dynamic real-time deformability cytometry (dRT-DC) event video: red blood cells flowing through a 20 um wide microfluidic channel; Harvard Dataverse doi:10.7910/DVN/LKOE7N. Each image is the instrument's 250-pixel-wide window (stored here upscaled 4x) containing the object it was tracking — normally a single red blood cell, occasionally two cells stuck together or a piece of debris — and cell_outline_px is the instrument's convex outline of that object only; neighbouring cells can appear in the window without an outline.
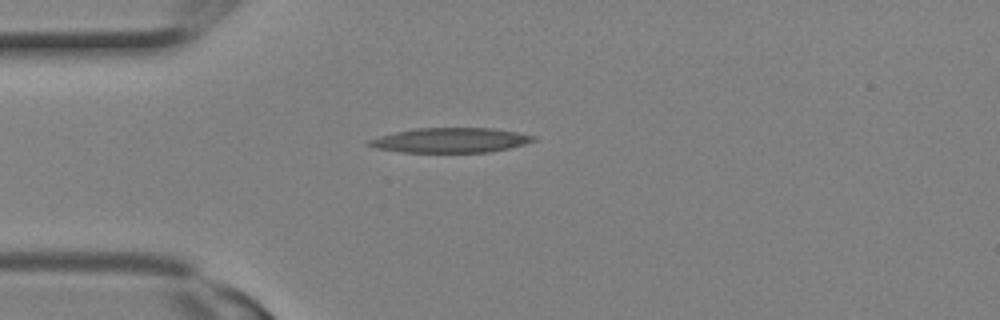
{"species": "Egyptian fruit bat (a non-hibernating species)", "species_latin": "Rousettus aegyptiacus", "temperature_condition": "room temperature", "stored_images_in_passage": 5, "camera_frame_rate_fps": 3000, "um_per_image_px": 0.085, "animal": {"sex": "female"}, "frame": {"image": 1, "passage_image": 1, "time_ms": 0.0, "image_size_px": [1000, 320], "cell_outline_px": [[536, 140], [524, 144], [508, 148], [488, 152], [400, 152], [376, 148], [364, 144], [368, 140], [380, 136], [396, 132], [416, 128], [492, 128], [516, 132], [536, 136]], "centroid_in_image_um": [38.27, 11.92], "position_along_channel_um": 46.7, "area_um2": 23.64}}
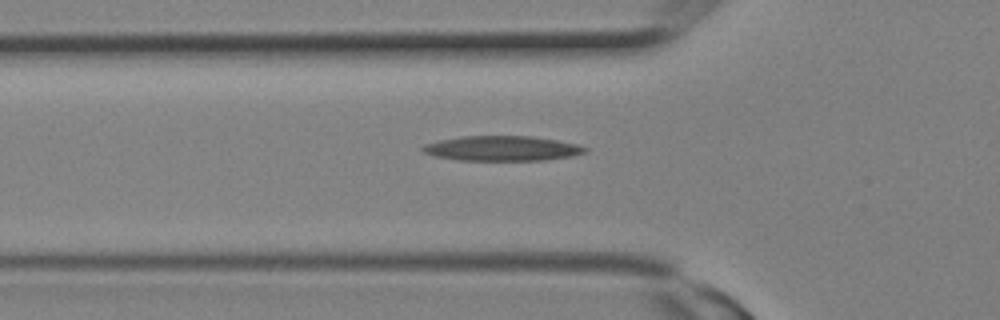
{"frame": {"image": 2, "passage_image": 3, "time_ms": 0.667, "image_size_px": [1000, 320], "cell_outline_px": [[588, 152], [572, 156], [544, 160], [460, 160], [436, 156], [424, 152], [420, 148], [424, 144], [440, 140], [460, 136], [532, 136], [556, 140], [576, 144], [588, 148]], "centroid_in_image_um": [42.69, 12.61], "position_along_channel_um": 83.1, "area_um2": 23.52}}
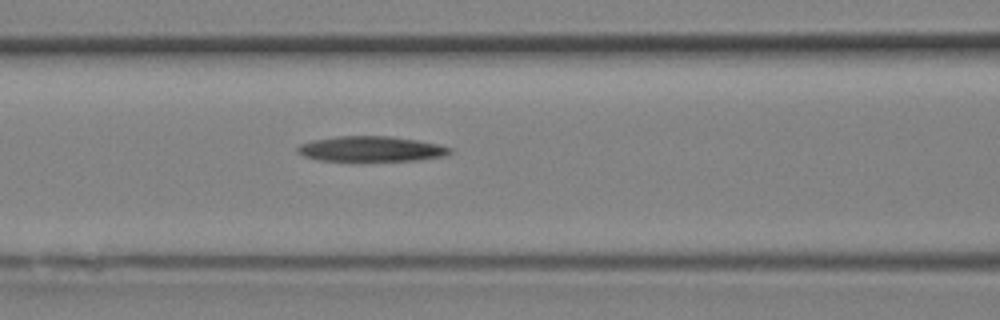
{"frame": {"image": 3, "passage_image": 5, "time_ms": 1.333, "image_size_px": [1000, 320], "cell_outline_px": [[452, 152], [448, 156], [416, 160], [320, 160], [304, 156], [296, 152], [296, 148], [300, 144], [312, 140], [336, 136], [388, 136], [416, 140], [440, 144], [452, 148]], "centroid_in_image_um": [31.57, 12.65], "position_along_channel_um": 135.0, "area_um2": 22.37}}